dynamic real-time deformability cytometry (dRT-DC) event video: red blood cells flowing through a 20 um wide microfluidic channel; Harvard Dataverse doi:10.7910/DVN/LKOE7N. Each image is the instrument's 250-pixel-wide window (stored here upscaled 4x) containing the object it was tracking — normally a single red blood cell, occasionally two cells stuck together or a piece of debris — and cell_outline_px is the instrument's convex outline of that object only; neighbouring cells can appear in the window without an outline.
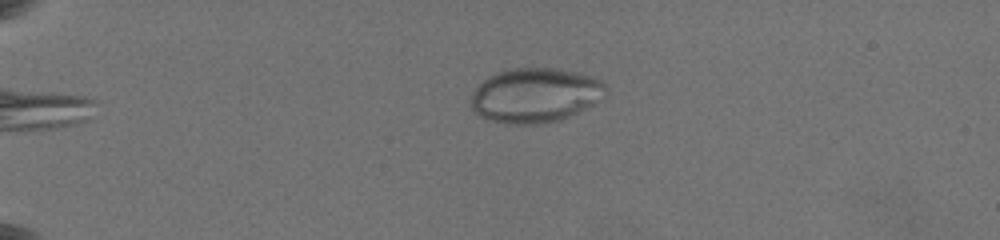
{"species": "common noctule bat (a hibernating species)", "species_latin": "Nyctalus noctula", "temperature_condition": "warm", "stored_images_in_passage": 60, "camera_frame_rate_fps": 3000, "um_per_image_px": 0.085, "animal": {"sex": "female", "body_mass_g": 19.5, "forearm_length_mm": 54.1}, "frame": {"image": 1, "passage_image": 1, "time_ms": 0.0, "image_size_px": [1000, 240], "cell_outline_px": [[604, 88], [592, 104], [560, 120], [536, 124], [508, 124], [488, 120], [480, 116], [472, 108], [472, 92], [488, 76], [500, 72], [516, 68], [556, 68], [576, 72], [604, 80]], "centroid_in_image_um": [45.43, 8.1], "position_along_channel_um": 39.6, "area_um2": 42.02}}
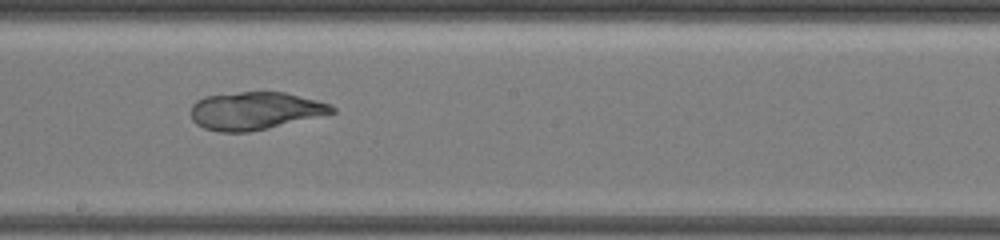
{"frame": {"image": 2, "passage_image": 26, "time_ms": 7.0, "image_size_px": [1000, 240], "cell_outline_px": [[336, 112], [268, 128], [248, 132], [220, 132], [204, 128], [196, 124], [192, 120], [192, 104], [196, 100], [204, 96], [240, 92], [284, 92], [316, 100], [328, 104], [336, 108]], "centroid_in_image_um": [21.64, 9.42], "position_along_channel_um": 226.6, "area_um2": 30.81}}
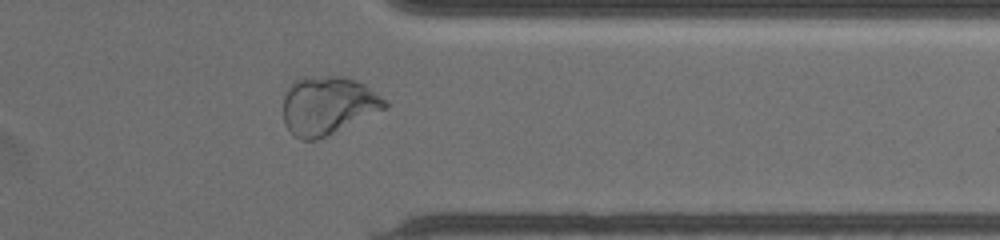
{"frame": {"image": 3, "passage_image": 46, "time_ms": 11.333, "image_size_px": [1000, 240], "cell_outline_px": [[388, 108], [316, 140], [300, 140], [292, 136], [284, 124], [284, 96], [288, 88], [296, 80], [304, 76], [344, 76], [356, 80], [364, 84], [388, 100]], "centroid_in_image_um": [27.88, 8.96], "position_along_channel_um": 383.5, "area_um2": 34.74}}